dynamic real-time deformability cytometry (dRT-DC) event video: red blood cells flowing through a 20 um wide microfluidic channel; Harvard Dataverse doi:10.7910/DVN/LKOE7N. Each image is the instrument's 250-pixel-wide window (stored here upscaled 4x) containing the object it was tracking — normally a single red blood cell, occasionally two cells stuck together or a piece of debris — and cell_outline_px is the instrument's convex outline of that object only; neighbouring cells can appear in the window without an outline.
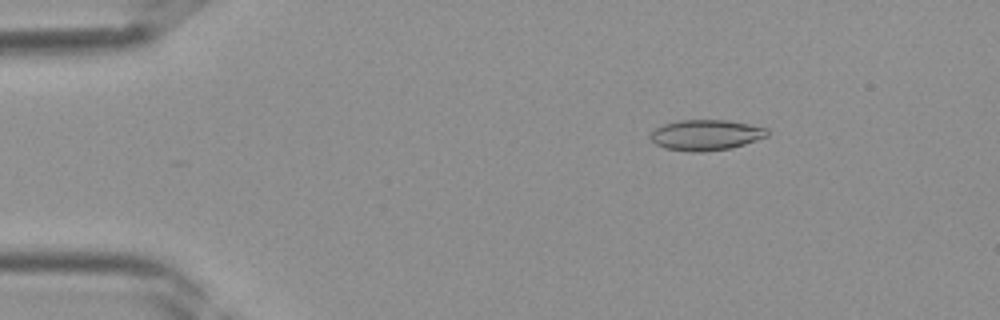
{"species": "Egyptian fruit bat (a non-hibernating species)", "species_latin": "Rousettus aegyptiacus", "temperature_condition": "room temperature", "stored_images_in_passage": 35, "camera_frame_rate_fps": 3000, "um_per_image_px": 0.085, "frame": {"image": 1, "passage_image": 3, "time_ms": 0.667, "image_size_px": [1000, 320], "cell_outline_px": [[768, 136], [732, 148], [704, 152], [696, 152], [664, 148], [656, 144], [648, 136], [656, 128], [664, 124], [680, 120], [728, 120], [768, 128]], "centroid_in_image_um": [60.01, 11.47], "position_along_channel_um": 25.0, "area_um2": 20.81}}
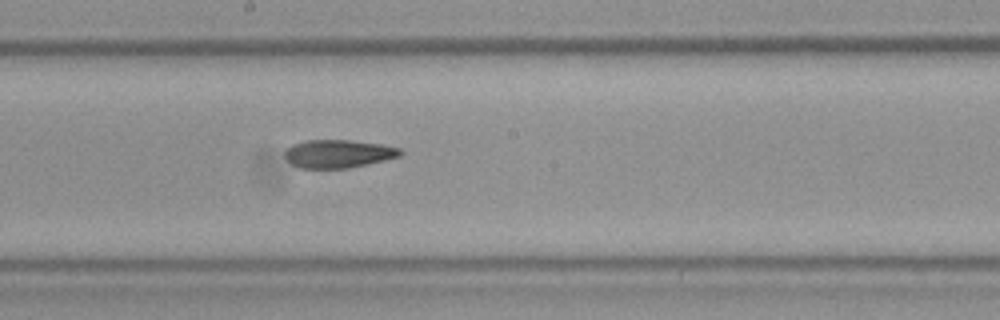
{"frame": {"image": 2, "passage_image": 18, "time_ms": 5.667, "image_size_px": [1000, 320], "cell_outline_px": [[404, 152], [400, 156], [368, 164], [348, 168], [296, 168], [284, 156], [284, 152], [292, 144], [304, 140], [348, 140], [380, 144], [400, 148]], "centroid_in_image_um": [28.73, 13.07], "position_along_channel_um": 219.5, "area_um2": 18.96}}
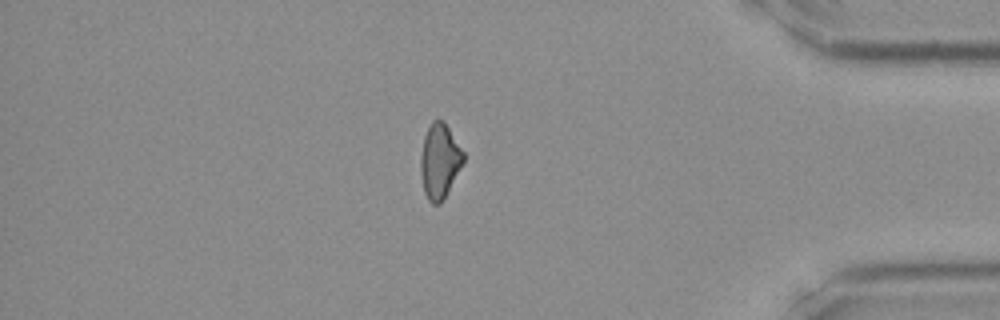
{"frame": {"image": 3, "passage_image": 30, "time_ms": 9.667, "image_size_px": [1000, 320], "cell_outline_px": [[464, 160], [440, 204], [432, 204], [428, 200], [424, 192], [420, 172], [420, 156], [424, 136], [432, 120], [444, 120], [464, 152]], "centroid_in_image_um": [37.34, 13.66], "position_along_channel_um": 397.9, "area_um2": 18.44}}